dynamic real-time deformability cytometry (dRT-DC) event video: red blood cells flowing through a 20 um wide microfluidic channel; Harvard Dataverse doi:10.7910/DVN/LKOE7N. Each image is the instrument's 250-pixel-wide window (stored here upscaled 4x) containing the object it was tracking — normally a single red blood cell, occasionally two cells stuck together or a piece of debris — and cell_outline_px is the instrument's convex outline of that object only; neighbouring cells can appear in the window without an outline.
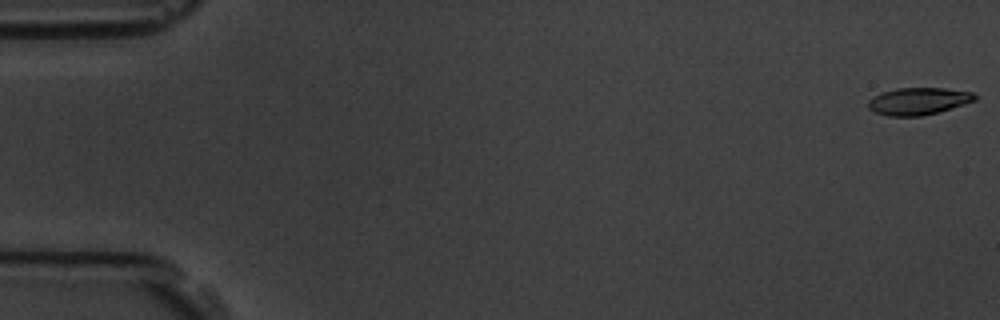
{"species": "common noctule bat (a hibernating species)", "species_latin": "Nyctalus noctula", "temperature_condition": "room temperature", "stored_images_in_passage": 9, "camera_frame_rate_fps": 3000, "um_per_image_px": 0.085, "animal": {"sex": "male", "body_mass_g": 19.5, "forearm_length_mm": 54.6}, "frame": {"image": 1, "passage_image": 1, "time_ms": 0.0, "image_size_px": [1000, 320], "cell_outline_px": [[976, 100], [940, 112], [920, 116], [888, 116], [876, 112], [868, 108], [868, 100], [884, 92], [896, 88], [944, 88], [972, 92], [976, 96]], "centroid_in_image_um": [78.08, 8.6], "position_along_channel_um": 6.9, "area_um2": 16.76}}
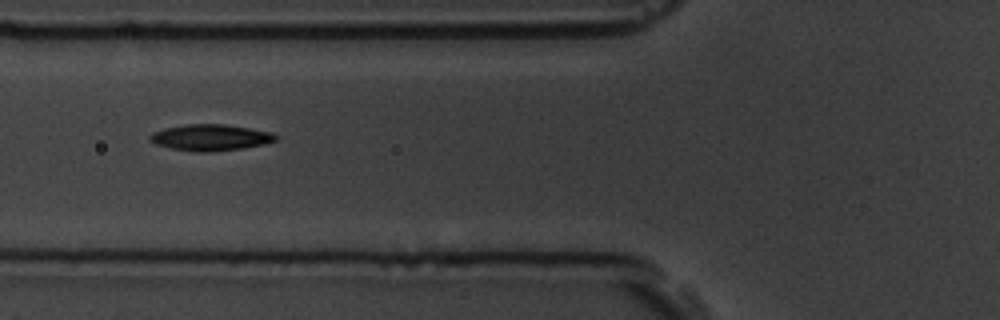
{"frame": {"image": 2, "passage_image": 6, "time_ms": 6.667, "image_size_px": [1000, 320], "cell_outline_px": [[280, 136], [276, 140], [264, 144], [244, 148], [212, 152], [196, 152], [172, 148], [156, 144], [148, 140], [148, 136], [152, 132], [164, 128], [184, 124], [224, 124], [272, 132]], "centroid_in_image_um": [17.88, 11.69], "position_along_channel_um": 107.9, "area_um2": 19.42}}
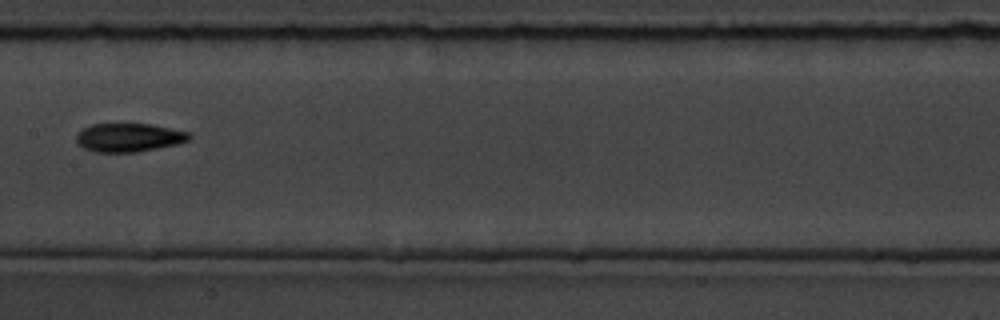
{"frame": {"image": 3, "passage_image": 8, "time_ms": 9.0, "image_size_px": [1000, 320], "cell_outline_px": [[192, 136], [188, 140], [176, 144], [136, 152], [96, 152], [84, 148], [76, 140], [76, 136], [84, 128], [92, 124], [152, 124], [188, 132]], "centroid_in_image_um": [10.96, 11.68], "position_along_channel_um": 196.4, "area_um2": 18.5}}